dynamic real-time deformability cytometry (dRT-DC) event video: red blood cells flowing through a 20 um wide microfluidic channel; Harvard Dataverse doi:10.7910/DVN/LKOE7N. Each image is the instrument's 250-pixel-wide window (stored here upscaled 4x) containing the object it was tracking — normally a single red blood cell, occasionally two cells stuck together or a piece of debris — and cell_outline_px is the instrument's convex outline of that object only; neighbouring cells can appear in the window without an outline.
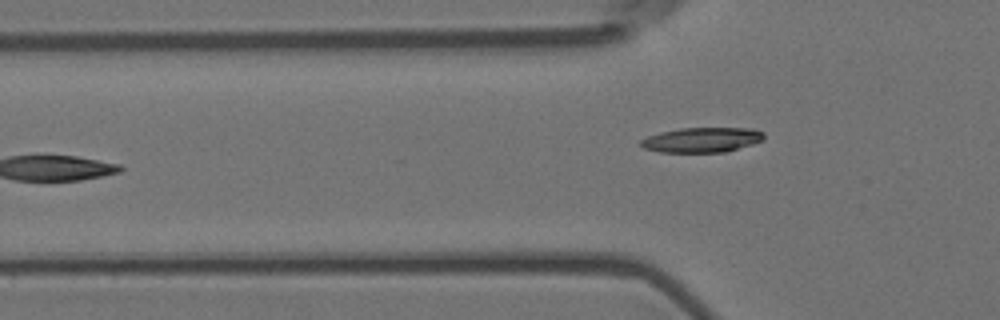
{"species": "Egyptian fruit bat (a non-hibernating species)", "species_latin": "Rousettus aegyptiacus", "temperature_condition": "room temperature", "stored_images_in_passage": 6, "camera_frame_rate_fps": 3000, "um_per_image_px": 0.085, "animal": {"sex": "female"}, "frame": {"image": 1, "passage_image": 6, "time_ms": 1.667, "image_size_px": [1000, 320], "cell_outline_px": [[764, 140], [728, 152], [660, 152], [644, 148], [640, 144], [640, 140], [648, 136], [660, 132], [680, 128], [752, 128], [764, 132]], "centroid_in_image_um": [59.69, 11.89], "position_along_channel_um": 66.1, "area_um2": 17.98}}